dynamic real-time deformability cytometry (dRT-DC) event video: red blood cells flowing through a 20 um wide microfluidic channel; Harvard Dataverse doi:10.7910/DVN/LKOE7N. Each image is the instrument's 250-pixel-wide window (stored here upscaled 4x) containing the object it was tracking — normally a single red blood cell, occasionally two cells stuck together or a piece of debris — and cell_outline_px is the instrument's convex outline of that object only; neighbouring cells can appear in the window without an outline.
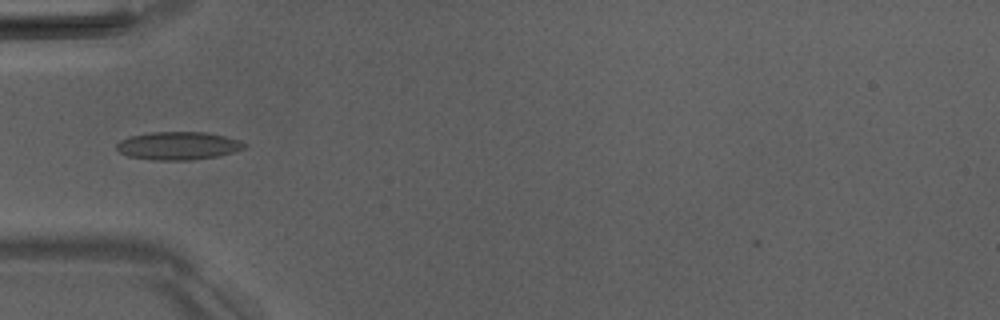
{"species": "Egyptian fruit bat (a non-hibernating species)", "species_latin": "Rousettus aegyptiacus", "temperature_condition": "room temperature", "stored_images_in_passage": 34, "camera_frame_rate_fps": 3000, "um_per_image_px": 0.085, "animal": {"sex": "male"}, "frame": {"image": 1, "passage_image": 1, "time_ms": 0.0, "image_size_px": [1000, 320], "cell_outline_px": [[248, 144], [244, 148], [232, 152], [216, 156], [192, 160], [152, 160], [128, 156], [120, 152], [116, 148], [116, 144], [120, 140], [128, 136], [152, 132], [208, 132], [240, 140]], "centroid_in_image_um": [15.13, 12.38], "position_along_channel_um": 69.9, "area_um2": 20.92}}
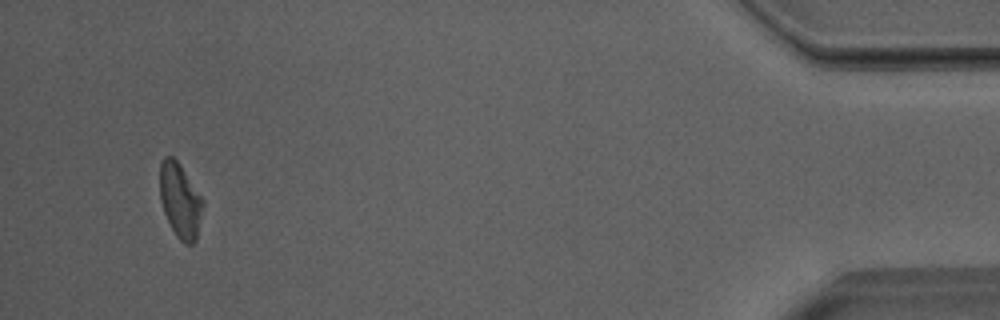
{"frame": {"image": 2, "passage_image": 33, "time_ms": 10.667, "image_size_px": [1000, 320], "cell_outline_px": [[204, 204], [196, 240], [192, 244], [184, 244], [176, 236], [164, 212], [160, 200], [160, 164], [164, 156], [172, 156], [180, 164], [204, 200]], "centroid_in_image_um": [15.32, 17.04], "position_along_channel_um": 419.9, "area_um2": 18.73}}